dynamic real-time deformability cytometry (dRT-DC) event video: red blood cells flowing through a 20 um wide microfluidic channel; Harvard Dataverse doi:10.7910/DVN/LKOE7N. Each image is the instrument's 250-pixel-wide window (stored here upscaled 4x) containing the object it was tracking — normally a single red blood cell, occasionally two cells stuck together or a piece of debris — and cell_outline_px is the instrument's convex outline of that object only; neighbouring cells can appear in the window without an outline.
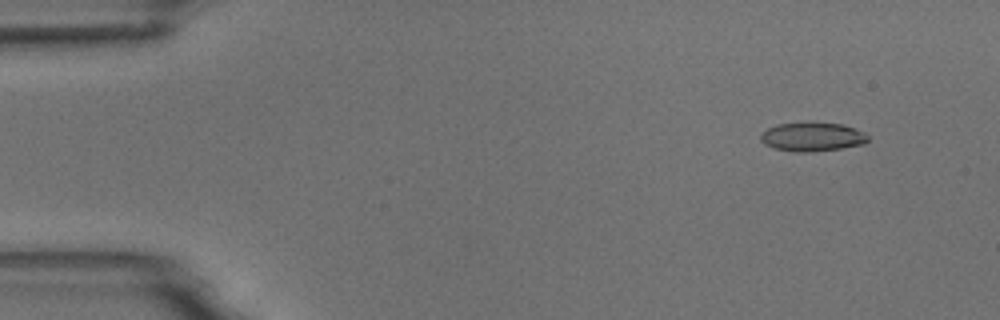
{"species": "common noctule bat (a hibernating species)", "species_latin": "Nyctalus noctula", "temperature_condition": "room temperature", "stored_images_in_passage": 5, "camera_frame_rate_fps": 3000, "um_per_image_px": 0.085, "animal": {"sex": "male", "body_mass_g": 18.8}, "frame": {"image": 1, "passage_image": 1, "time_ms": 0.0, "image_size_px": [1000, 320], "cell_outline_px": [[868, 140], [864, 144], [840, 148], [812, 152], [796, 152], [772, 148], [764, 144], [760, 140], [760, 132], [776, 124], [808, 120], [844, 124], [864, 132], [868, 136]], "centroid_in_image_um": [69.0, 11.59], "position_along_channel_um": 16.0, "area_um2": 18.79}}
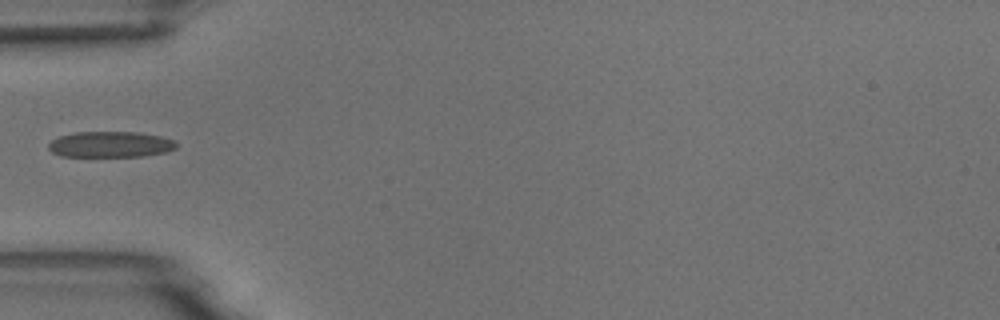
{"frame": {"image": 2, "passage_image": 4, "time_ms": 4.333, "image_size_px": [1000, 320], "cell_outline_px": [[176, 148], [168, 152], [144, 156], [60, 156], [52, 152], [48, 148], [48, 144], [52, 140], [60, 136], [76, 132], [140, 132], [160, 136], [176, 140]], "centroid_in_image_um": [9.42, 12.27], "position_along_channel_um": 75.6, "area_um2": 19.36}}